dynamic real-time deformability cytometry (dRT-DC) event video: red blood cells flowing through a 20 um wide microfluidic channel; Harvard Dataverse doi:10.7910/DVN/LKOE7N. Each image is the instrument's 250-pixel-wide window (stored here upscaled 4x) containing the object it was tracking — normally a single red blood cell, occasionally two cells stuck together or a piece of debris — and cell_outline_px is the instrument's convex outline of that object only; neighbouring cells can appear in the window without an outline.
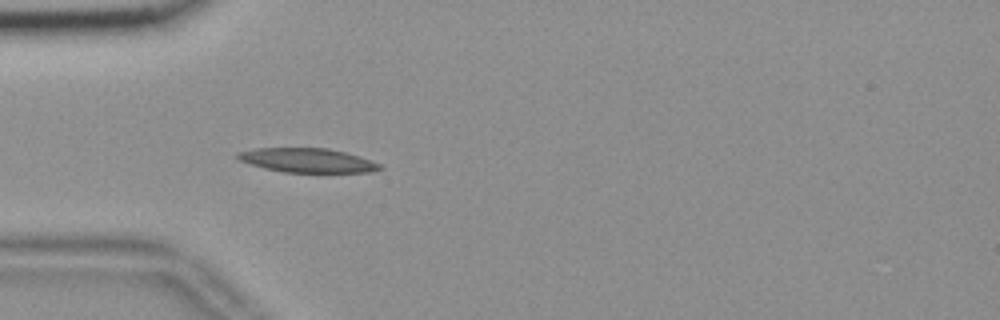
{"species": "common noctule bat (a hibernating species)", "species_latin": "Nyctalus noctula", "temperature_condition": "room temperature", "stored_images_in_passage": 19, "camera_frame_rate_fps": 3000, "um_per_image_px": 0.085, "animal": {"sex": "female", "body_mass_g": 18.4}, "frame": {"image": 1, "passage_image": 6, "time_ms": 1.667, "image_size_px": [1000, 320], "cell_outline_px": [[384, 168], [372, 172], [284, 172], [264, 168], [240, 160], [236, 156], [236, 152], [256, 148], [328, 148], [344, 152], [372, 160], [380, 164]], "centroid_in_image_um": [26.15, 13.63], "position_along_channel_um": 58.9, "area_um2": 19.94}}